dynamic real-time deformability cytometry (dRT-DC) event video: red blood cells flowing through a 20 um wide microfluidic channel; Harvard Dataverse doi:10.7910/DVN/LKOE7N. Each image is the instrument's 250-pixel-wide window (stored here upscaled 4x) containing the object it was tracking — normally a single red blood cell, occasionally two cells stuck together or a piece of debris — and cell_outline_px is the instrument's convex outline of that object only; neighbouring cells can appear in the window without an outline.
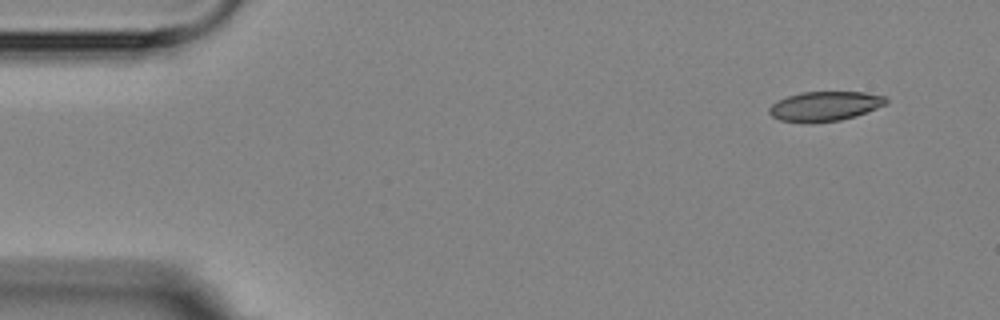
{"species": "Egyptian fruit bat (a non-hibernating species)", "species_latin": "Rousettus aegyptiacus", "temperature_condition": "room temperature", "stored_images_in_passage": 4, "camera_frame_rate_fps": 3000, "um_per_image_px": 0.085, "animal": {"sex": "female"}, "frame": {"image": 1, "passage_image": 1, "time_ms": 0.0, "image_size_px": [1000, 320], "cell_outline_px": [[888, 104], [856, 116], [840, 120], [812, 124], [804, 124], [780, 120], [772, 116], [768, 112], [768, 108], [772, 104], [788, 96], [804, 92], [864, 92], [884, 96], [888, 100]], "centroid_in_image_um": [70.11, 9.05], "position_along_channel_um": 14.9, "area_um2": 20.4}}
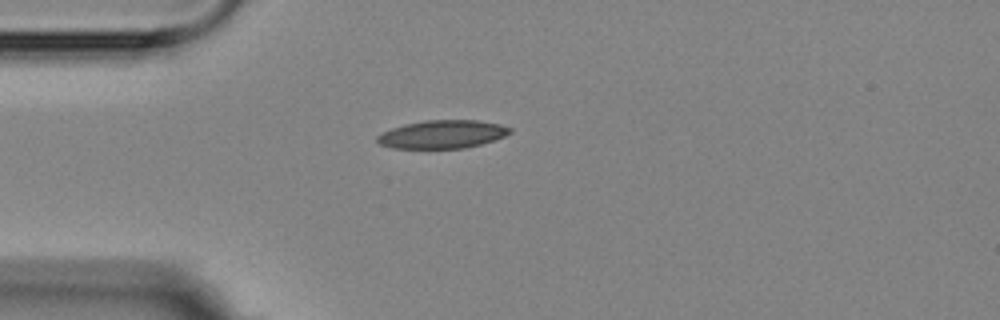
{"frame": {"image": 2, "passage_image": 4, "time_ms": 3.333, "image_size_px": [1000, 320], "cell_outline_px": [[512, 132], [504, 136], [480, 144], [464, 148], [392, 148], [380, 144], [376, 140], [376, 136], [392, 128], [404, 124], [424, 120], [476, 120], [500, 124], [512, 128]], "centroid_in_image_um": [37.59, 11.41], "position_along_channel_um": 47.4, "area_um2": 21.68}}